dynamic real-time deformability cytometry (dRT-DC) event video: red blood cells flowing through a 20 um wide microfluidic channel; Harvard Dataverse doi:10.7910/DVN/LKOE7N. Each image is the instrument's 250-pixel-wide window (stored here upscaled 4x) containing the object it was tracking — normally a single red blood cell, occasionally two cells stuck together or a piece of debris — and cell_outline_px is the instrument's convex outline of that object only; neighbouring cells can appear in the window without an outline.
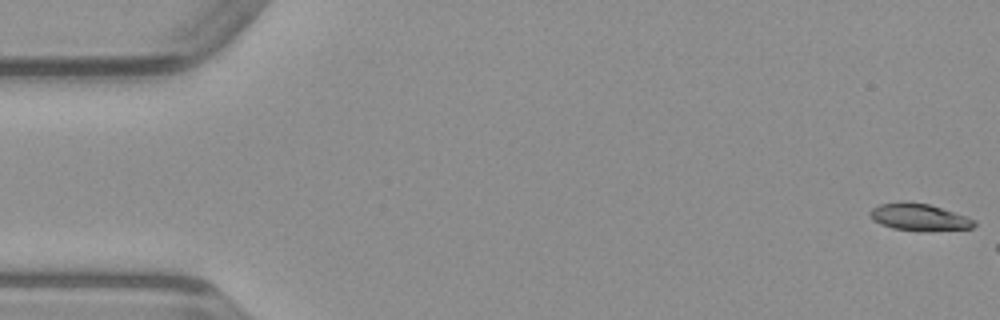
{"species": "common noctule bat (a hibernating species)", "species_latin": "Nyctalus noctula", "temperature_condition": "warm", "stored_images_in_passage": 9, "camera_frame_rate_fps": 3000, "um_per_image_px": 0.085, "animal": {"sex": "male", "body_mass_g": 23.1, "forearm_length_mm": 52.7}, "frame": {"image": 1, "passage_image": 1, "time_ms": 0.0, "image_size_px": [1000, 320], "cell_outline_px": [[976, 224], [972, 228], [892, 228], [880, 224], [872, 220], [868, 212], [872, 208], [880, 204], [928, 204], [976, 220]], "centroid_in_image_um": [78.06, 18.44], "position_along_channel_um": 6.9, "area_um2": 14.74}}